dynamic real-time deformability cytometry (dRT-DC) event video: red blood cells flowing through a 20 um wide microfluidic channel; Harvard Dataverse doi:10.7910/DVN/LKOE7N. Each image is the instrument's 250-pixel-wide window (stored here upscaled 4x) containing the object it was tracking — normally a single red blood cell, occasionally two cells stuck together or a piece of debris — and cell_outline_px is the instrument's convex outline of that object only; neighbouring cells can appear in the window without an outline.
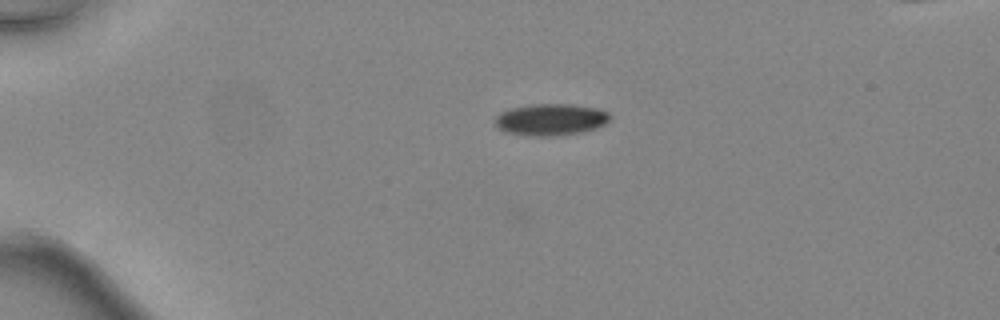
{"species": "common noctule bat (a hibernating species)", "species_latin": "Nyctalus noctula", "temperature_condition": "warm", "stored_images_in_passage": 37, "camera_frame_rate_fps": 3000, "um_per_image_px": 0.085, "animal": {"sex": "female", "body_mass_g": 24.6, "forearm_length_mm": 56.2}, "frame": {"image": 1, "passage_image": 2, "time_ms": 0.333, "image_size_px": [1000, 320], "cell_outline_px": [[612, 116], [604, 124], [596, 128], [580, 132], [556, 136], [524, 136], [504, 132], [496, 124], [496, 116], [500, 112], [512, 108], [536, 104], [572, 104], [596, 108], [608, 112]], "centroid_in_image_um": [46.81, 10.17], "position_along_channel_um": 38.2, "area_um2": 21.21}}
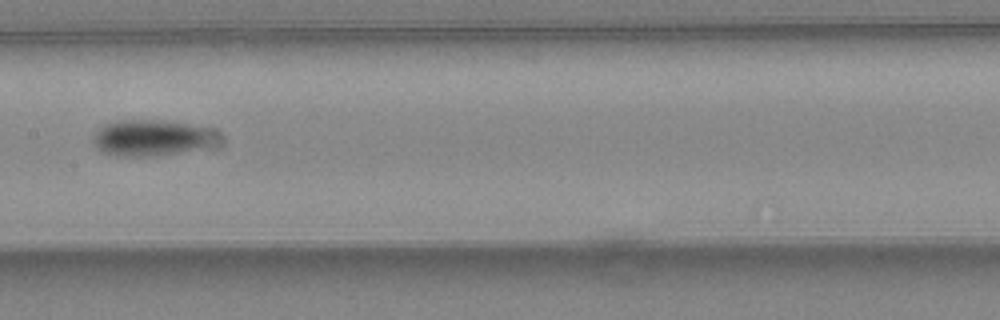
{"frame": {"image": 2, "passage_image": 16, "time_ms": 5.0, "image_size_px": [1000, 320], "cell_outline_px": [[208, 132], [204, 144], [192, 148], [176, 152], [156, 156], [116, 156], [100, 152], [96, 148], [92, 140], [96, 128], [104, 124], [116, 120], [160, 120], [188, 124], [208, 128]], "centroid_in_image_um": [12.51, 11.7], "position_along_channel_um": 194.9, "area_um2": 24.85}}
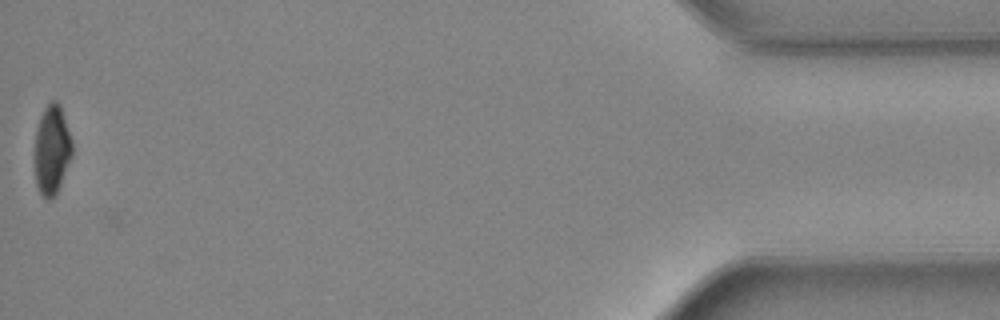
{"frame": {"image": 3, "passage_image": 37, "time_ms": 12.0, "image_size_px": [1000, 320], "cell_outline_px": [[72, 156], [60, 184], [52, 200], [44, 200], [36, 184], [36, 132], [40, 116], [44, 108], [52, 100], [56, 100], [60, 104], [72, 140]], "centroid_in_image_um": [4.43, 12.73], "position_along_channel_um": 430.8, "area_um2": 19.25}, "authors_computed_cell_mechanics": {"area_um2": 22.3108, "velocity_mm_per_s": 4.5705, "shape_relaxation_time_tau1_ms": 3.5678, "shape_relaxation_time_tau2_ms": null, "deformation_change_tau1": 0.0887, "deformation_change_tau2": null}}